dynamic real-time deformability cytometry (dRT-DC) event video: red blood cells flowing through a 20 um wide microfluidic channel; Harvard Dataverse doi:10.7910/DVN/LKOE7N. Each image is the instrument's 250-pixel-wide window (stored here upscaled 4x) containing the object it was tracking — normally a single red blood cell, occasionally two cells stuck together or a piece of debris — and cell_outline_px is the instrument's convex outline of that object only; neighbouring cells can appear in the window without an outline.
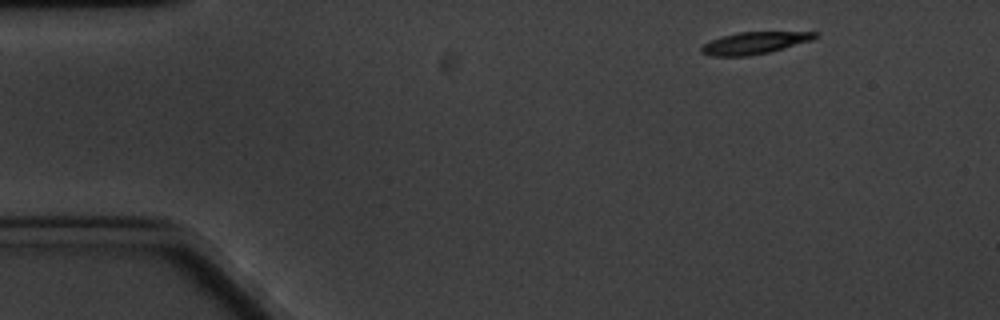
{"species": "common noctule bat (a hibernating species)", "species_latin": "Nyctalus noctula", "temperature_condition": "cold", "stored_images_in_passage": 5, "segment_of_instrument_passage": [1, 2], "camera_frame_rate_fps": 3000, "um_per_image_px": 0.085, "animal": {"sex": "male", "body_mass_g": 20.1, "forearm_length_mm": 53.5}, "frame": {"image": 1, "passage_image": 1, "time_ms": 0.0, "image_size_px": [1000, 320], "cell_outline_px": [[820, 36], [812, 40], [784, 48], [768, 52], [748, 56], [712, 56], [700, 52], [700, 48], [704, 44], [712, 40], [736, 32], [820, 32]], "centroid_in_image_um": [64.16, 3.65], "position_along_channel_um": 20.8, "area_um2": 14.51}}
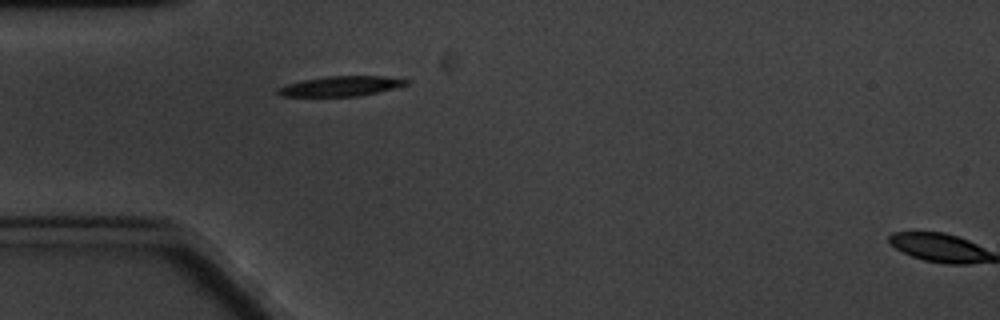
{"frame": {"image": 2, "passage_image": 4, "time_ms": 3.333, "image_size_px": [1000, 320], "cell_outline_px": [[412, 80], [408, 84], [396, 88], [360, 96], [280, 96], [276, 92], [276, 88], [300, 80], [328, 76], [384, 76]], "centroid_in_image_um": [28.99, 7.32], "position_along_channel_um": 56.0, "area_um2": 15.09}}